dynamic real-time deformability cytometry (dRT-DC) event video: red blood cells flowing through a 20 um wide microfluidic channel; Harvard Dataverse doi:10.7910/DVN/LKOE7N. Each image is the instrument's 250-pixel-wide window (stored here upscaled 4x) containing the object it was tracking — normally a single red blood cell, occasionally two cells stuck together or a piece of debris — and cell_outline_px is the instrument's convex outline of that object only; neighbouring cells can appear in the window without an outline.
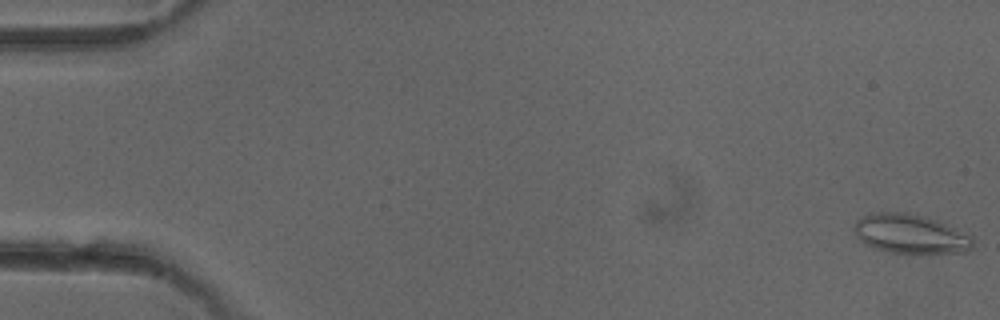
{"species": "common noctule bat (a hibernating species)", "species_latin": "Nyctalus noctula", "temperature_condition": "cold", "stored_images_in_passage": 4, "camera_frame_rate_fps": 3000, "um_per_image_px": 0.085, "animal": {"sex": "female"}, "frame": {"image": 1, "passage_image": 1, "time_ms": 0.0, "image_size_px": [1000, 320], "cell_outline_px": [[972, 248], [968, 252], [892, 252], [872, 248], [864, 244], [856, 236], [852, 228], [856, 220], [868, 212], [904, 212], [936, 220], [972, 236]], "centroid_in_image_um": [77.3, 19.87], "position_along_channel_um": 7.7, "area_um2": 26.93}}